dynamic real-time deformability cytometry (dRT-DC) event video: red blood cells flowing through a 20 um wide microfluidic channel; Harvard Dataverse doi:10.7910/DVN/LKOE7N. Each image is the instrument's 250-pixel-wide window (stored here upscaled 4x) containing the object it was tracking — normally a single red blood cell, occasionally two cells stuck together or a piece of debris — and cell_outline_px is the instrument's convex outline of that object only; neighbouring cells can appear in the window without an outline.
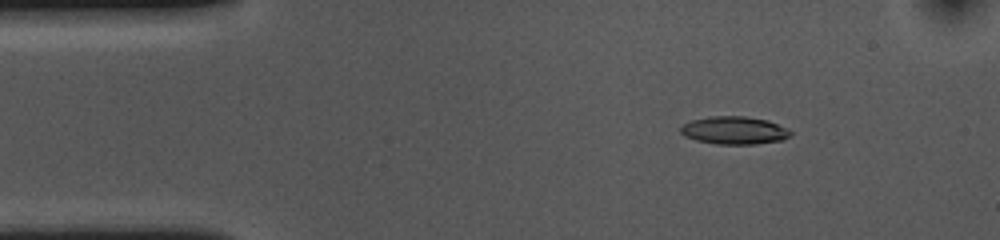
{"species": "common noctule bat (a hibernating species)", "species_latin": "Nyctalus noctula", "temperature_condition": "cold", "stored_images_in_passage": 54, "camera_frame_rate_fps": 3000, "um_per_image_px": 0.085, "animal": {"sex": "female", "body_mass_g": 10.0, "forearm_length_mm": 53.1}, "frame": {"image": 1, "passage_image": 7, "time_ms": 2.0, "image_size_px": [1000, 240], "cell_outline_px": [[792, 136], [784, 140], [756, 144], [716, 144], [696, 140], [684, 136], [680, 132], [680, 128], [684, 124], [692, 120], [708, 116], [744, 116], [768, 120], [792, 132]], "centroid_in_image_um": [62.41, 11.09], "position_along_channel_um": 22.6, "area_um2": 17.86}}
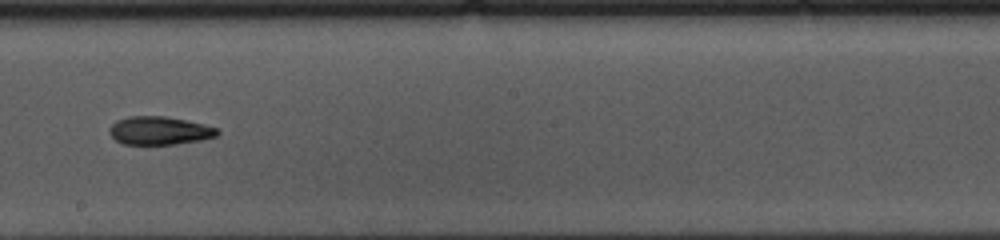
{"frame": {"image": 2, "passage_image": 29, "time_ms": 9.333, "image_size_px": [1000, 240], "cell_outline_px": [[220, 132], [216, 136], [200, 140], [176, 144], [124, 144], [116, 140], [108, 132], [108, 128], [116, 120], [128, 116], [164, 116], [204, 124], [220, 128]], "centroid_in_image_um": [13.55, 11.1], "position_along_channel_um": 234.7, "area_um2": 17.8}}
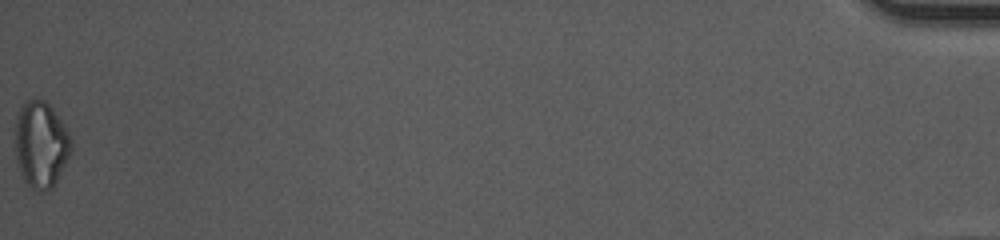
{"frame": {"image": 3, "passage_image": 54, "time_ms": 17.667, "image_size_px": [1000, 240], "cell_outline_px": [[72, 152], [52, 188], [40, 192], [36, 192], [24, 180], [20, 172], [16, 160], [16, 116], [24, 100], [44, 100], [52, 108], [64, 124], [72, 140]], "centroid_in_image_um": [3.49, 12.29], "position_along_channel_um": 431.7, "area_um2": 28.21}, "authors_computed_cell_mechanics": {"area_um2": 18.1203, "velocity_mm_per_s": 3.6449, "shape_relaxation_time_tau1_ms": 6.6699, "shape_relaxation_time_tau2_ms": null, "deformation_change_tau1": 0.1577, "deformation_change_tau2": null}}